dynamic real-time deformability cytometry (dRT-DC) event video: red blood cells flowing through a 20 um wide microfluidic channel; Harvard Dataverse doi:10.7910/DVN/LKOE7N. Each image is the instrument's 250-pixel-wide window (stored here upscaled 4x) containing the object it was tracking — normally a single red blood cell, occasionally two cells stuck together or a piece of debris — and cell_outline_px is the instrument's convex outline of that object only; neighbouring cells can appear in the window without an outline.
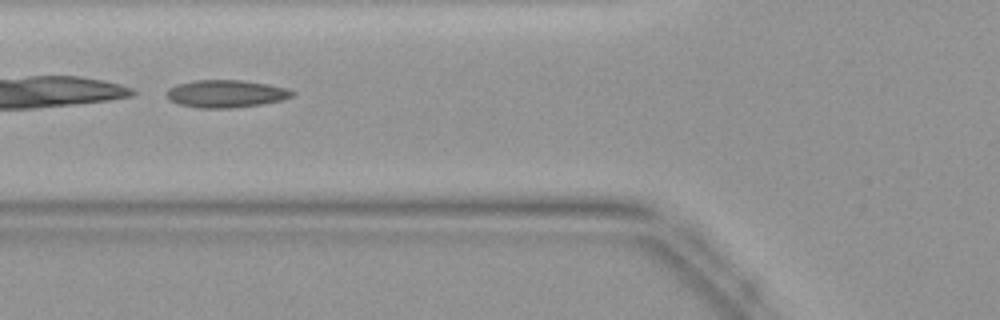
{"species": "common noctule bat (a hibernating species)", "species_latin": "Nyctalus noctula", "temperature_condition": "warm", "stored_images_in_passage": 41, "camera_frame_rate_fps": 3000, "um_per_image_px": 0.085, "animal": {"sex": "female", "body_mass_g": 19.9}, "frame": {"image": 1, "passage_image": 15, "time_ms": 4.667, "image_size_px": [1000, 320], "cell_outline_px": [[296, 96], [280, 100], [260, 104], [236, 108], [196, 108], [180, 104], [168, 100], [164, 92], [168, 88], [176, 84], [192, 80], [240, 80], [268, 84], [288, 88], [296, 92]], "centroid_in_image_um": [19.18, 7.96], "position_along_channel_um": 106.6, "area_um2": 20.52}}
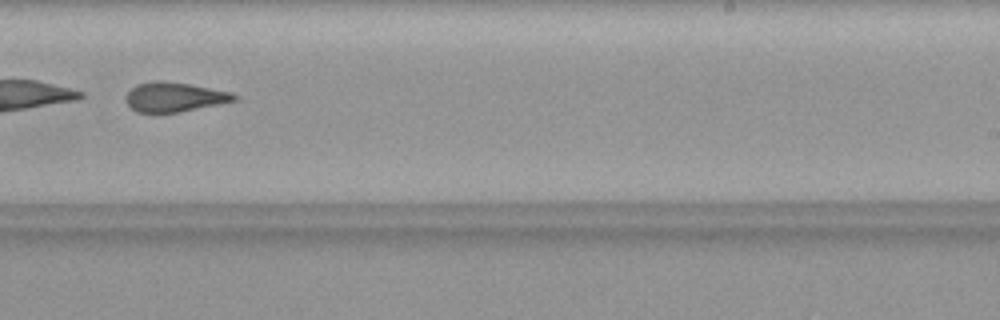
{"frame": {"image": 2, "passage_image": 26, "time_ms": 8.333, "image_size_px": [1000, 320], "cell_outline_px": [[236, 100], [180, 112], [136, 112], [128, 104], [124, 96], [136, 84], [152, 80], [160, 80], [192, 84], [232, 92], [236, 96]], "centroid_in_image_um": [14.79, 8.22], "position_along_channel_um": 274.2, "area_um2": 18.61}}